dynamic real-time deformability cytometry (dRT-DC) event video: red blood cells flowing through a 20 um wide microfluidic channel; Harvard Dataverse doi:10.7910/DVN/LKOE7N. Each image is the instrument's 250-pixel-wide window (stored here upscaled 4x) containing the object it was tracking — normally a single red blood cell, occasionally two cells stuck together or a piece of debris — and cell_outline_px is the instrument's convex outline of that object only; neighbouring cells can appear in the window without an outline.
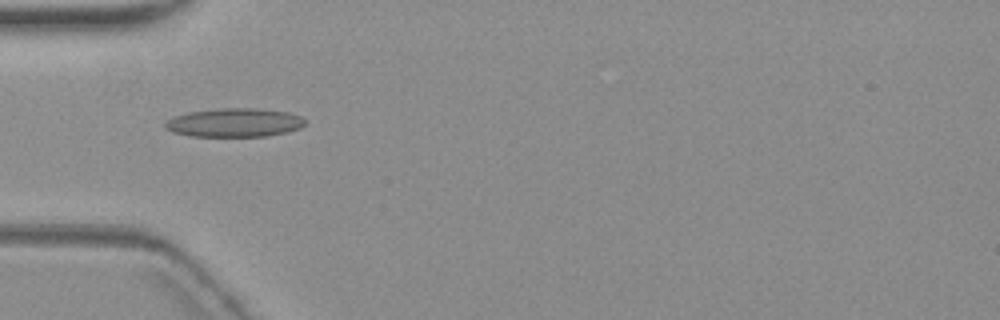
{"species": "common noctule bat (a hibernating species)", "species_latin": "Nyctalus noctula", "temperature_condition": "warm", "stored_images_in_passage": 3, "camera_frame_rate_fps": 3000, "um_per_image_px": 0.085, "animal": {"sex": "female", "body_mass_g": 19.3, "forearm_length_mm": 54.1}, "frame": {"image": 1, "passage_image": 2, "time_ms": 1.333, "image_size_px": [1000, 320], "cell_outline_px": [[304, 124], [300, 128], [288, 132], [264, 136], [188, 136], [172, 132], [164, 128], [164, 124], [172, 116], [188, 112], [220, 108], [260, 108], [288, 112], [300, 116], [304, 120]], "centroid_in_image_um": [19.89, 10.42], "position_along_channel_um": 65.1, "area_um2": 23.52}}
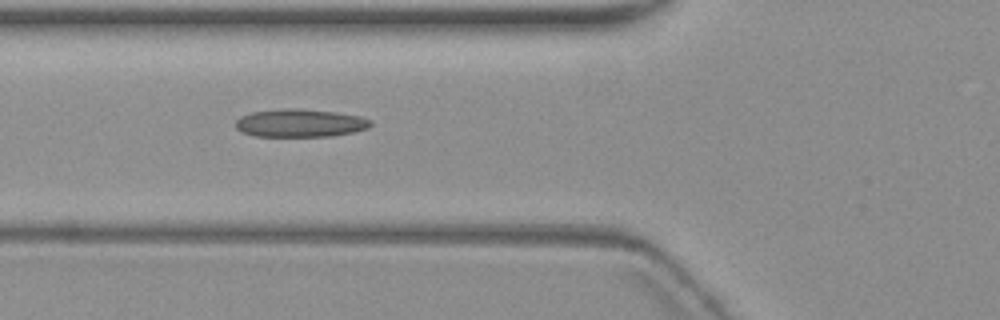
{"frame": {"image": 2, "passage_image": 3, "time_ms": 2.333, "image_size_px": [1000, 320], "cell_outline_px": [[372, 124], [368, 128], [352, 132], [332, 136], [256, 136], [244, 132], [236, 128], [236, 120], [240, 116], [252, 112], [284, 108], [300, 108], [336, 112], [360, 116], [372, 120]], "centroid_in_image_um": [25.53, 10.45], "position_along_channel_um": 100.3, "area_um2": 22.02}}